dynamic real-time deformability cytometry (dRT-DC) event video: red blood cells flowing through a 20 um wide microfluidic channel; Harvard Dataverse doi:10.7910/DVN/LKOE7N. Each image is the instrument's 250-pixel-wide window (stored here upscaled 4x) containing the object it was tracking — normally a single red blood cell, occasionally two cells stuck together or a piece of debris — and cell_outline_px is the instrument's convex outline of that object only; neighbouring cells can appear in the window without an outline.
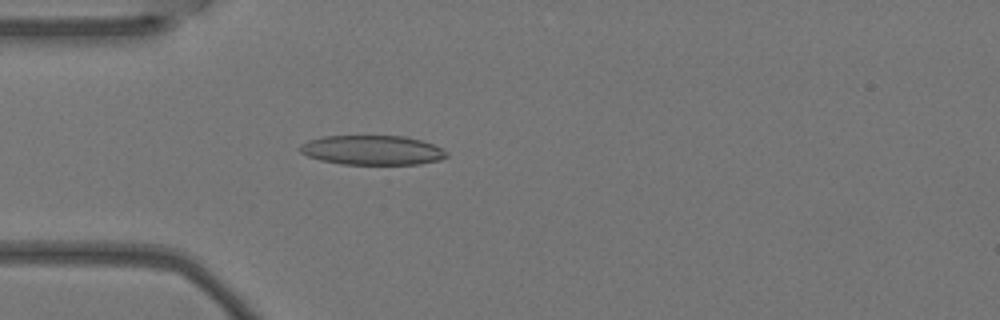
{"species": "Egyptian fruit bat (a non-hibernating species)", "species_latin": "Rousettus aegyptiacus", "temperature_condition": "warm", "stored_images_in_passage": 3, "camera_frame_rate_fps": 3000, "um_per_image_px": 0.085, "animal": {"sex": "female"}, "frame": {"image": 1, "passage_image": 3, "time_ms": 0.667, "image_size_px": [1000, 320], "cell_outline_px": [[448, 156], [440, 160], [420, 164], [340, 164], [320, 160], [308, 156], [300, 152], [296, 148], [300, 144], [308, 140], [324, 136], [404, 136], [420, 140], [432, 144], [448, 152]], "centroid_in_image_um": [31.6, 12.76], "position_along_channel_um": 53.4, "area_um2": 25.32}}